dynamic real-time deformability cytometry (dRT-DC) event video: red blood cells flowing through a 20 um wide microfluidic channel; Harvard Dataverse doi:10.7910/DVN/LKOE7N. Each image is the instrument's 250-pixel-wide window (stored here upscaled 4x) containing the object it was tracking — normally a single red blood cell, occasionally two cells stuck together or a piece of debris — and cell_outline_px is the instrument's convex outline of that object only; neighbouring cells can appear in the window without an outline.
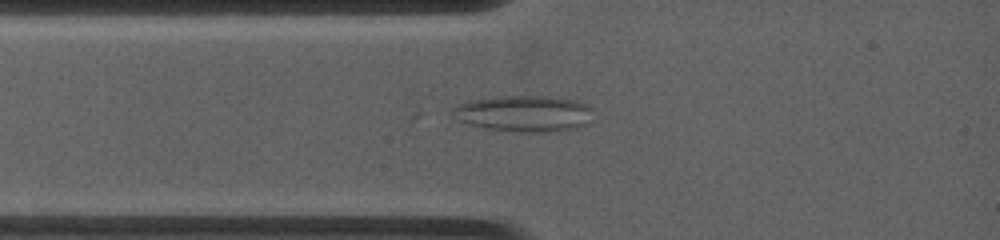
{"species": "common noctule bat (a hibernating species)", "species_latin": "Nyctalus noctula", "temperature_condition": "warm", "stored_images_in_passage": 7, "camera_frame_rate_fps": 4500, "um_per_image_px": 0.085, "animal": {"sex": "female", "body_mass_g": 19.0, "forearm_length_mm": 53.3}, "frame": {"image": 1, "passage_image": 4, "time_ms": 1.556, "image_size_px": [1000, 240], "cell_outline_px": [[592, 108], [588, 124], [576, 128], [524, 132], [488, 128], [468, 124], [460, 120], [452, 112], [452, 108], [456, 104], [468, 100], [496, 96], [548, 96], [576, 100], [588, 104]], "centroid_in_image_um": [44.53, 9.61], "position_along_channel_um": 40.5, "area_um2": 29.36}}
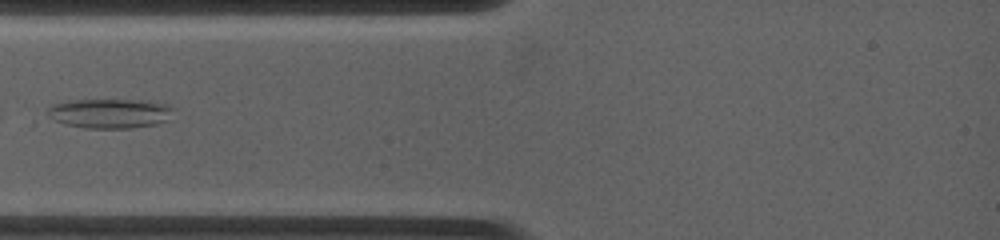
{"frame": {"image": 2, "passage_image": 6, "time_ms": 2.444, "image_size_px": [1000, 240], "cell_outline_px": [[176, 108], [172, 120], [156, 124], [132, 128], [84, 128], [40, 120], [44, 112], [52, 104], [68, 100], [148, 100], [168, 104]], "centroid_in_image_um": [9.25, 9.65], "position_along_channel_um": 75.7, "area_um2": 23.0}}